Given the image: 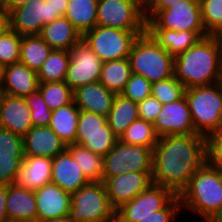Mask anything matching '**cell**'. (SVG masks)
I'll return each instance as SVG.
<instances>
[{
  "label": "cell",
  "instance_id": "7",
  "mask_svg": "<svg viewBox=\"0 0 222 222\" xmlns=\"http://www.w3.org/2000/svg\"><path fill=\"white\" fill-rule=\"evenodd\" d=\"M146 30H122L95 26L85 32L82 39L104 63L128 58L135 39Z\"/></svg>",
  "mask_w": 222,
  "mask_h": 222
},
{
  "label": "cell",
  "instance_id": "36",
  "mask_svg": "<svg viewBox=\"0 0 222 222\" xmlns=\"http://www.w3.org/2000/svg\"><path fill=\"white\" fill-rule=\"evenodd\" d=\"M118 140L114 133L77 134L75 144L104 157Z\"/></svg>",
  "mask_w": 222,
  "mask_h": 222
},
{
  "label": "cell",
  "instance_id": "27",
  "mask_svg": "<svg viewBox=\"0 0 222 222\" xmlns=\"http://www.w3.org/2000/svg\"><path fill=\"white\" fill-rule=\"evenodd\" d=\"M106 118L108 125L119 139L128 126L139 119L138 104L121 94H116L113 106Z\"/></svg>",
  "mask_w": 222,
  "mask_h": 222
},
{
  "label": "cell",
  "instance_id": "49",
  "mask_svg": "<svg viewBox=\"0 0 222 222\" xmlns=\"http://www.w3.org/2000/svg\"><path fill=\"white\" fill-rule=\"evenodd\" d=\"M45 2H48L50 4L56 16H58L59 18L64 17L69 0H45Z\"/></svg>",
  "mask_w": 222,
  "mask_h": 222
},
{
  "label": "cell",
  "instance_id": "48",
  "mask_svg": "<svg viewBox=\"0 0 222 222\" xmlns=\"http://www.w3.org/2000/svg\"><path fill=\"white\" fill-rule=\"evenodd\" d=\"M7 185H0V222H7L8 215L6 210Z\"/></svg>",
  "mask_w": 222,
  "mask_h": 222
},
{
  "label": "cell",
  "instance_id": "12",
  "mask_svg": "<svg viewBox=\"0 0 222 222\" xmlns=\"http://www.w3.org/2000/svg\"><path fill=\"white\" fill-rule=\"evenodd\" d=\"M65 83L74 91L78 87L98 82L103 62L81 39L71 50Z\"/></svg>",
  "mask_w": 222,
  "mask_h": 222
},
{
  "label": "cell",
  "instance_id": "22",
  "mask_svg": "<svg viewBox=\"0 0 222 222\" xmlns=\"http://www.w3.org/2000/svg\"><path fill=\"white\" fill-rule=\"evenodd\" d=\"M89 182L67 150L52 159V184L58 185L64 191L73 193Z\"/></svg>",
  "mask_w": 222,
  "mask_h": 222
},
{
  "label": "cell",
  "instance_id": "52",
  "mask_svg": "<svg viewBox=\"0 0 222 222\" xmlns=\"http://www.w3.org/2000/svg\"><path fill=\"white\" fill-rule=\"evenodd\" d=\"M42 222H72V221L70 220V217L68 215V216H65V217L45 220V221H42Z\"/></svg>",
  "mask_w": 222,
  "mask_h": 222
},
{
  "label": "cell",
  "instance_id": "6",
  "mask_svg": "<svg viewBox=\"0 0 222 222\" xmlns=\"http://www.w3.org/2000/svg\"><path fill=\"white\" fill-rule=\"evenodd\" d=\"M69 217L72 222H113L115 209L111 206L102 181H90L71 193Z\"/></svg>",
  "mask_w": 222,
  "mask_h": 222
},
{
  "label": "cell",
  "instance_id": "30",
  "mask_svg": "<svg viewBox=\"0 0 222 222\" xmlns=\"http://www.w3.org/2000/svg\"><path fill=\"white\" fill-rule=\"evenodd\" d=\"M132 74L128 58L102 64L99 82L115 94H121Z\"/></svg>",
  "mask_w": 222,
  "mask_h": 222
},
{
  "label": "cell",
  "instance_id": "41",
  "mask_svg": "<svg viewBox=\"0 0 222 222\" xmlns=\"http://www.w3.org/2000/svg\"><path fill=\"white\" fill-rule=\"evenodd\" d=\"M152 83L142 75L132 73L121 95L133 102H141L151 96Z\"/></svg>",
  "mask_w": 222,
  "mask_h": 222
},
{
  "label": "cell",
  "instance_id": "19",
  "mask_svg": "<svg viewBox=\"0 0 222 222\" xmlns=\"http://www.w3.org/2000/svg\"><path fill=\"white\" fill-rule=\"evenodd\" d=\"M116 94L108 90L102 83L94 82L73 91V101L83 111L108 116Z\"/></svg>",
  "mask_w": 222,
  "mask_h": 222
},
{
  "label": "cell",
  "instance_id": "59",
  "mask_svg": "<svg viewBox=\"0 0 222 222\" xmlns=\"http://www.w3.org/2000/svg\"><path fill=\"white\" fill-rule=\"evenodd\" d=\"M7 222H23V221H13V220H8Z\"/></svg>",
  "mask_w": 222,
  "mask_h": 222
},
{
  "label": "cell",
  "instance_id": "1",
  "mask_svg": "<svg viewBox=\"0 0 222 222\" xmlns=\"http://www.w3.org/2000/svg\"><path fill=\"white\" fill-rule=\"evenodd\" d=\"M207 162V139L200 134L159 137L153 149L152 182L179 196Z\"/></svg>",
  "mask_w": 222,
  "mask_h": 222
},
{
  "label": "cell",
  "instance_id": "43",
  "mask_svg": "<svg viewBox=\"0 0 222 222\" xmlns=\"http://www.w3.org/2000/svg\"><path fill=\"white\" fill-rule=\"evenodd\" d=\"M207 162L222 170V126L207 138Z\"/></svg>",
  "mask_w": 222,
  "mask_h": 222
},
{
  "label": "cell",
  "instance_id": "39",
  "mask_svg": "<svg viewBox=\"0 0 222 222\" xmlns=\"http://www.w3.org/2000/svg\"><path fill=\"white\" fill-rule=\"evenodd\" d=\"M114 133L107 123V118L80 110L77 134Z\"/></svg>",
  "mask_w": 222,
  "mask_h": 222
},
{
  "label": "cell",
  "instance_id": "21",
  "mask_svg": "<svg viewBox=\"0 0 222 222\" xmlns=\"http://www.w3.org/2000/svg\"><path fill=\"white\" fill-rule=\"evenodd\" d=\"M51 178V158L24 156L14 184L17 187L35 191L51 183Z\"/></svg>",
  "mask_w": 222,
  "mask_h": 222
},
{
  "label": "cell",
  "instance_id": "35",
  "mask_svg": "<svg viewBox=\"0 0 222 222\" xmlns=\"http://www.w3.org/2000/svg\"><path fill=\"white\" fill-rule=\"evenodd\" d=\"M22 36L10 27L0 35V65L4 68L20 61Z\"/></svg>",
  "mask_w": 222,
  "mask_h": 222
},
{
  "label": "cell",
  "instance_id": "50",
  "mask_svg": "<svg viewBox=\"0 0 222 222\" xmlns=\"http://www.w3.org/2000/svg\"><path fill=\"white\" fill-rule=\"evenodd\" d=\"M9 28V16L8 13L0 7V35Z\"/></svg>",
  "mask_w": 222,
  "mask_h": 222
},
{
  "label": "cell",
  "instance_id": "44",
  "mask_svg": "<svg viewBox=\"0 0 222 222\" xmlns=\"http://www.w3.org/2000/svg\"><path fill=\"white\" fill-rule=\"evenodd\" d=\"M23 158L0 156V185L14 184Z\"/></svg>",
  "mask_w": 222,
  "mask_h": 222
},
{
  "label": "cell",
  "instance_id": "40",
  "mask_svg": "<svg viewBox=\"0 0 222 222\" xmlns=\"http://www.w3.org/2000/svg\"><path fill=\"white\" fill-rule=\"evenodd\" d=\"M24 99L31 110L33 126H49L52 111L43 100L41 93L37 90L35 93L25 96Z\"/></svg>",
  "mask_w": 222,
  "mask_h": 222
},
{
  "label": "cell",
  "instance_id": "24",
  "mask_svg": "<svg viewBox=\"0 0 222 222\" xmlns=\"http://www.w3.org/2000/svg\"><path fill=\"white\" fill-rule=\"evenodd\" d=\"M53 50L70 51L81 39V33L66 17L45 24L39 34Z\"/></svg>",
  "mask_w": 222,
  "mask_h": 222
},
{
  "label": "cell",
  "instance_id": "14",
  "mask_svg": "<svg viewBox=\"0 0 222 222\" xmlns=\"http://www.w3.org/2000/svg\"><path fill=\"white\" fill-rule=\"evenodd\" d=\"M111 206L116 210L146 190L152 182V172H127L114 177H103Z\"/></svg>",
  "mask_w": 222,
  "mask_h": 222
},
{
  "label": "cell",
  "instance_id": "51",
  "mask_svg": "<svg viewBox=\"0 0 222 222\" xmlns=\"http://www.w3.org/2000/svg\"><path fill=\"white\" fill-rule=\"evenodd\" d=\"M0 7H2L7 13L15 8V0H0Z\"/></svg>",
  "mask_w": 222,
  "mask_h": 222
},
{
  "label": "cell",
  "instance_id": "15",
  "mask_svg": "<svg viewBox=\"0 0 222 222\" xmlns=\"http://www.w3.org/2000/svg\"><path fill=\"white\" fill-rule=\"evenodd\" d=\"M153 125L159 137L196 134L185 96L178 101L164 104Z\"/></svg>",
  "mask_w": 222,
  "mask_h": 222
},
{
  "label": "cell",
  "instance_id": "45",
  "mask_svg": "<svg viewBox=\"0 0 222 222\" xmlns=\"http://www.w3.org/2000/svg\"><path fill=\"white\" fill-rule=\"evenodd\" d=\"M182 211L181 200L175 196L163 209L153 212V215L139 222H173Z\"/></svg>",
  "mask_w": 222,
  "mask_h": 222
},
{
  "label": "cell",
  "instance_id": "42",
  "mask_svg": "<svg viewBox=\"0 0 222 222\" xmlns=\"http://www.w3.org/2000/svg\"><path fill=\"white\" fill-rule=\"evenodd\" d=\"M0 156L24 157L23 137L0 128Z\"/></svg>",
  "mask_w": 222,
  "mask_h": 222
},
{
  "label": "cell",
  "instance_id": "26",
  "mask_svg": "<svg viewBox=\"0 0 222 222\" xmlns=\"http://www.w3.org/2000/svg\"><path fill=\"white\" fill-rule=\"evenodd\" d=\"M79 114L74 101L52 111L49 126L66 145L75 144Z\"/></svg>",
  "mask_w": 222,
  "mask_h": 222
},
{
  "label": "cell",
  "instance_id": "28",
  "mask_svg": "<svg viewBox=\"0 0 222 222\" xmlns=\"http://www.w3.org/2000/svg\"><path fill=\"white\" fill-rule=\"evenodd\" d=\"M97 4L98 0H69L64 17L83 35L96 26Z\"/></svg>",
  "mask_w": 222,
  "mask_h": 222
},
{
  "label": "cell",
  "instance_id": "31",
  "mask_svg": "<svg viewBox=\"0 0 222 222\" xmlns=\"http://www.w3.org/2000/svg\"><path fill=\"white\" fill-rule=\"evenodd\" d=\"M67 151L89 181L103 180V156L76 144L67 145Z\"/></svg>",
  "mask_w": 222,
  "mask_h": 222
},
{
  "label": "cell",
  "instance_id": "29",
  "mask_svg": "<svg viewBox=\"0 0 222 222\" xmlns=\"http://www.w3.org/2000/svg\"><path fill=\"white\" fill-rule=\"evenodd\" d=\"M52 50L39 34L22 36L19 62L38 72Z\"/></svg>",
  "mask_w": 222,
  "mask_h": 222
},
{
  "label": "cell",
  "instance_id": "3",
  "mask_svg": "<svg viewBox=\"0 0 222 222\" xmlns=\"http://www.w3.org/2000/svg\"><path fill=\"white\" fill-rule=\"evenodd\" d=\"M179 197L181 207L209 222L222 207V170L206 162Z\"/></svg>",
  "mask_w": 222,
  "mask_h": 222
},
{
  "label": "cell",
  "instance_id": "55",
  "mask_svg": "<svg viewBox=\"0 0 222 222\" xmlns=\"http://www.w3.org/2000/svg\"><path fill=\"white\" fill-rule=\"evenodd\" d=\"M3 67L0 65V87L2 83Z\"/></svg>",
  "mask_w": 222,
  "mask_h": 222
},
{
  "label": "cell",
  "instance_id": "5",
  "mask_svg": "<svg viewBox=\"0 0 222 222\" xmlns=\"http://www.w3.org/2000/svg\"><path fill=\"white\" fill-rule=\"evenodd\" d=\"M196 134L208 137L222 126V81L185 89Z\"/></svg>",
  "mask_w": 222,
  "mask_h": 222
},
{
  "label": "cell",
  "instance_id": "23",
  "mask_svg": "<svg viewBox=\"0 0 222 222\" xmlns=\"http://www.w3.org/2000/svg\"><path fill=\"white\" fill-rule=\"evenodd\" d=\"M35 192L7 185L6 210L9 220L37 222V206Z\"/></svg>",
  "mask_w": 222,
  "mask_h": 222
},
{
  "label": "cell",
  "instance_id": "37",
  "mask_svg": "<svg viewBox=\"0 0 222 222\" xmlns=\"http://www.w3.org/2000/svg\"><path fill=\"white\" fill-rule=\"evenodd\" d=\"M203 26L208 35L222 32V0H199Z\"/></svg>",
  "mask_w": 222,
  "mask_h": 222
},
{
  "label": "cell",
  "instance_id": "25",
  "mask_svg": "<svg viewBox=\"0 0 222 222\" xmlns=\"http://www.w3.org/2000/svg\"><path fill=\"white\" fill-rule=\"evenodd\" d=\"M146 31L173 57L194 46L200 38L208 36L206 31H174L166 29H146Z\"/></svg>",
  "mask_w": 222,
  "mask_h": 222
},
{
  "label": "cell",
  "instance_id": "11",
  "mask_svg": "<svg viewBox=\"0 0 222 222\" xmlns=\"http://www.w3.org/2000/svg\"><path fill=\"white\" fill-rule=\"evenodd\" d=\"M176 195L169 189L151 184L133 200L115 210L116 222H139L163 209Z\"/></svg>",
  "mask_w": 222,
  "mask_h": 222
},
{
  "label": "cell",
  "instance_id": "34",
  "mask_svg": "<svg viewBox=\"0 0 222 222\" xmlns=\"http://www.w3.org/2000/svg\"><path fill=\"white\" fill-rule=\"evenodd\" d=\"M38 91L51 111L73 101V90L64 81L39 83Z\"/></svg>",
  "mask_w": 222,
  "mask_h": 222
},
{
  "label": "cell",
  "instance_id": "56",
  "mask_svg": "<svg viewBox=\"0 0 222 222\" xmlns=\"http://www.w3.org/2000/svg\"><path fill=\"white\" fill-rule=\"evenodd\" d=\"M220 42L222 43V32L218 35Z\"/></svg>",
  "mask_w": 222,
  "mask_h": 222
},
{
  "label": "cell",
  "instance_id": "9",
  "mask_svg": "<svg viewBox=\"0 0 222 222\" xmlns=\"http://www.w3.org/2000/svg\"><path fill=\"white\" fill-rule=\"evenodd\" d=\"M96 26L146 30L145 5L140 0H98Z\"/></svg>",
  "mask_w": 222,
  "mask_h": 222
},
{
  "label": "cell",
  "instance_id": "57",
  "mask_svg": "<svg viewBox=\"0 0 222 222\" xmlns=\"http://www.w3.org/2000/svg\"><path fill=\"white\" fill-rule=\"evenodd\" d=\"M144 5L149 1V0H140Z\"/></svg>",
  "mask_w": 222,
  "mask_h": 222
},
{
  "label": "cell",
  "instance_id": "8",
  "mask_svg": "<svg viewBox=\"0 0 222 222\" xmlns=\"http://www.w3.org/2000/svg\"><path fill=\"white\" fill-rule=\"evenodd\" d=\"M146 29L206 31L199 0H182L164 10H145Z\"/></svg>",
  "mask_w": 222,
  "mask_h": 222
},
{
  "label": "cell",
  "instance_id": "33",
  "mask_svg": "<svg viewBox=\"0 0 222 222\" xmlns=\"http://www.w3.org/2000/svg\"><path fill=\"white\" fill-rule=\"evenodd\" d=\"M119 140L125 144H140L154 149L158 143L159 136L155 132L152 122L138 119L128 126Z\"/></svg>",
  "mask_w": 222,
  "mask_h": 222
},
{
  "label": "cell",
  "instance_id": "47",
  "mask_svg": "<svg viewBox=\"0 0 222 222\" xmlns=\"http://www.w3.org/2000/svg\"><path fill=\"white\" fill-rule=\"evenodd\" d=\"M182 0H149L145 4V10H164L168 9L171 6H174L176 3Z\"/></svg>",
  "mask_w": 222,
  "mask_h": 222
},
{
  "label": "cell",
  "instance_id": "10",
  "mask_svg": "<svg viewBox=\"0 0 222 222\" xmlns=\"http://www.w3.org/2000/svg\"><path fill=\"white\" fill-rule=\"evenodd\" d=\"M153 149L145 145H130L118 140L103 157V177L127 172H152Z\"/></svg>",
  "mask_w": 222,
  "mask_h": 222
},
{
  "label": "cell",
  "instance_id": "58",
  "mask_svg": "<svg viewBox=\"0 0 222 222\" xmlns=\"http://www.w3.org/2000/svg\"><path fill=\"white\" fill-rule=\"evenodd\" d=\"M209 222H222V220H210Z\"/></svg>",
  "mask_w": 222,
  "mask_h": 222
},
{
  "label": "cell",
  "instance_id": "16",
  "mask_svg": "<svg viewBox=\"0 0 222 222\" xmlns=\"http://www.w3.org/2000/svg\"><path fill=\"white\" fill-rule=\"evenodd\" d=\"M32 127L31 110L24 97L0 93V128L23 137Z\"/></svg>",
  "mask_w": 222,
  "mask_h": 222
},
{
  "label": "cell",
  "instance_id": "38",
  "mask_svg": "<svg viewBox=\"0 0 222 222\" xmlns=\"http://www.w3.org/2000/svg\"><path fill=\"white\" fill-rule=\"evenodd\" d=\"M185 87L174 76L152 83L151 96L162 105L178 101L184 96Z\"/></svg>",
  "mask_w": 222,
  "mask_h": 222
},
{
  "label": "cell",
  "instance_id": "17",
  "mask_svg": "<svg viewBox=\"0 0 222 222\" xmlns=\"http://www.w3.org/2000/svg\"><path fill=\"white\" fill-rule=\"evenodd\" d=\"M34 192L37 204V222L69 215L71 193L52 183L44 185Z\"/></svg>",
  "mask_w": 222,
  "mask_h": 222
},
{
  "label": "cell",
  "instance_id": "13",
  "mask_svg": "<svg viewBox=\"0 0 222 222\" xmlns=\"http://www.w3.org/2000/svg\"><path fill=\"white\" fill-rule=\"evenodd\" d=\"M8 16L9 27L21 36L40 34L45 24L59 18L45 0H31L12 9Z\"/></svg>",
  "mask_w": 222,
  "mask_h": 222
},
{
  "label": "cell",
  "instance_id": "18",
  "mask_svg": "<svg viewBox=\"0 0 222 222\" xmlns=\"http://www.w3.org/2000/svg\"><path fill=\"white\" fill-rule=\"evenodd\" d=\"M24 156L55 158L67 145L50 126H33L23 136Z\"/></svg>",
  "mask_w": 222,
  "mask_h": 222
},
{
  "label": "cell",
  "instance_id": "20",
  "mask_svg": "<svg viewBox=\"0 0 222 222\" xmlns=\"http://www.w3.org/2000/svg\"><path fill=\"white\" fill-rule=\"evenodd\" d=\"M37 72L18 62L3 68L0 93L25 97L38 90Z\"/></svg>",
  "mask_w": 222,
  "mask_h": 222
},
{
  "label": "cell",
  "instance_id": "2",
  "mask_svg": "<svg viewBox=\"0 0 222 222\" xmlns=\"http://www.w3.org/2000/svg\"><path fill=\"white\" fill-rule=\"evenodd\" d=\"M174 77L185 89L222 81V43L208 35L191 48L174 57Z\"/></svg>",
  "mask_w": 222,
  "mask_h": 222
},
{
  "label": "cell",
  "instance_id": "32",
  "mask_svg": "<svg viewBox=\"0 0 222 222\" xmlns=\"http://www.w3.org/2000/svg\"><path fill=\"white\" fill-rule=\"evenodd\" d=\"M69 62V51L52 50L47 60L41 65L37 72L38 82L47 83L65 81Z\"/></svg>",
  "mask_w": 222,
  "mask_h": 222
},
{
  "label": "cell",
  "instance_id": "53",
  "mask_svg": "<svg viewBox=\"0 0 222 222\" xmlns=\"http://www.w3.org/2000/svg\"><path fill=\"white\" fill-rule=\"evenodd\" d=\"M29 1H31V0H15V8L20 6V5L26 4Z\"/></svg>",
  "mask_w": 222,
  "mask_h": 222
},
{
  "label": "cell",
  "instance_id": "46",
  "mask_svg": "<svg viewBox=\"0 0 222 222\" xmlns=\"http://www.w3.org/2000/svg\"><path fill=\"white\" fill-rule=\"evenodd\" d=\"M139 119L154 122L157 115L161 112L162 104L154 97L150 96L143 101L138 102Z\"/></svg>",
  "mask_w": 222,
  "mask_h": 222
},
{
  "label": "cell",
  "instance_id": "4",
  "mask_svg": "<svg viewBox=\"0 0 222 222\" xmlns=\"http://www.w3.org/2000/svg\"><path fill=\"white\" fill-rule=\"evenodd\" d=\"M132 73L155 83L174 76V57L145 31L139 35L128 56Z\"/></svg>",
  "mask_w": 222,
  "mask_h": 222
},
{
  "label": "cell",
  "instance_id": "54",
  "mask_svg": "<svg viewBox=\"0 0 222 222\" xmlns=\"http://www.w3.org/2000/svg\"><path fill=\"white\" fill-rule=\"evenodd\" d=\"M212 220H222V207Z\"/></svg>",
  "mask_w": 222,
  "mask_h": 222
}]
</instances>
